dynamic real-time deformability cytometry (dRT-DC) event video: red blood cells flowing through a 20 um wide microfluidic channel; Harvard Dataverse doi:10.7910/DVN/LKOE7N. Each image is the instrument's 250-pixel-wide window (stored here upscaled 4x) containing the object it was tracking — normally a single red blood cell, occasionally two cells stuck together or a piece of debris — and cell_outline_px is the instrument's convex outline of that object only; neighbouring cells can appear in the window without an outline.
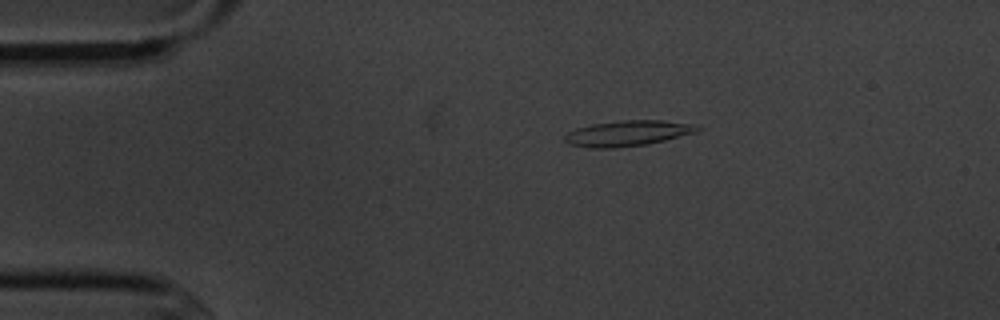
{"species": "common noctule bat (a hibernating species)", "species_latin": "Nyctalus noctula", "temperature_condition": "cold", "stored_images_in_passage": 2, "camera_frame_rate_fps": 3000, "um_per_image_px": 0.085, "animal": {"sex": "male", "body_mass_g": 20.1, "forearm_length_mm": 53.5}, "frame": {"image": 1, "passage_image": 1, "time_ms": 0.0, "image_size_px": [1000, 320], "cell_outline_px": [[704, 128], [696, 132], [648, 144], [612, 148], [588, 148], [568, 144], [564, 140], [564, 136], [568, 132], [576, 128], [592, 124], [620, 120], [660, 120], [696, 124]], "centroid_in_image_um": [53.35, 11.32], "position_along_channel_um": 31.6, "area_um2": 19.88}}